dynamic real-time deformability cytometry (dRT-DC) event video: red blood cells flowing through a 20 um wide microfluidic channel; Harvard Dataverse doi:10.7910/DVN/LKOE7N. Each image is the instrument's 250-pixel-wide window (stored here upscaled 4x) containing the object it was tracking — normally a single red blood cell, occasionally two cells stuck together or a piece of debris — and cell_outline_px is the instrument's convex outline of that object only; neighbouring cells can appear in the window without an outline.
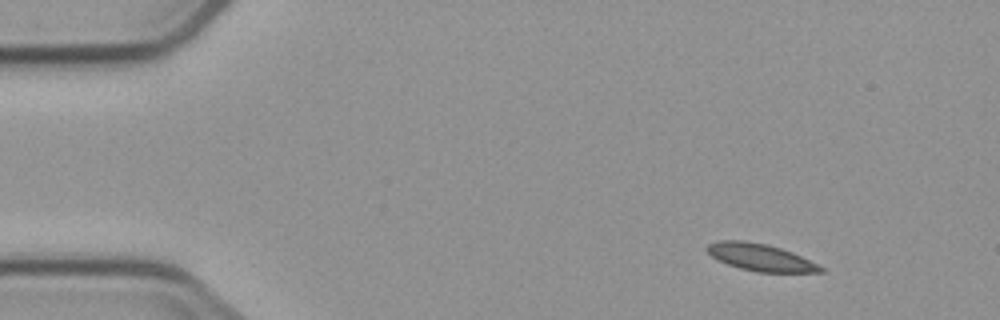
{"species": "common noctule bat (a hibernating species)", "species_latin": "Nyctalus noctula", "temperature_condition": "cold", "stored_images_in_passage": 4, "camera_frame_rate_fps": 3000, "um_per_image_px": 0.085, "animal": {"sex": "male", "body_mass_g": 23.1, "forearm_length_mm": 52.7}, "frame": {"image": 1, "passage_image": 1, "time_ms": 0.0, "image_size_px": [1000, 320], "cell_outline_px": [[824, 272], [756, 272], [740, 268], [728, 264], [712, 256], [704, 248], [708, 244], [716, 240], [744, 240], [768, 244], [792, 252], [824, 268]], "centroid_in_image_um": [64.59, 21.86], "position_along_channel_um": 20.4, "area_um2": 17.8}}
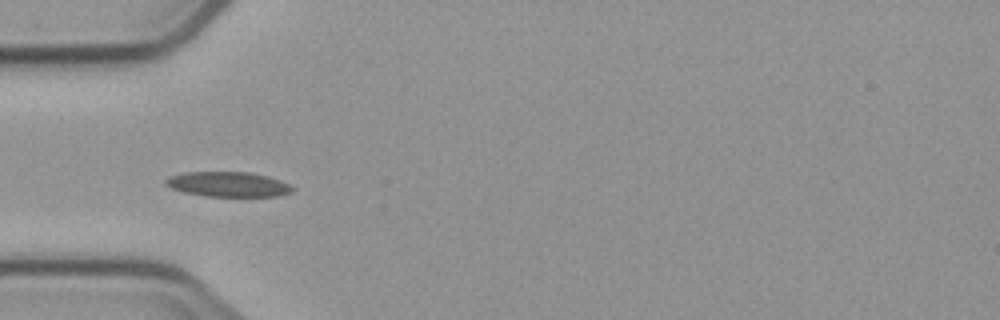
{"frame": {"image": 2, "passage_image": 4, "time_ms": 3.667, "image_size_px": [1000, 320], "cell_outline_px": [[296, 188], [292, 192], [280, 196], [204, 196], [184, 192], [172, 188], [164, 184], [164, 180], [168, 176], [184, 172], [248, 172], [268, 176], [280, 180]], "centroid_in_image_um": [19.38, 15.66], "position_along_channel_um": 65.6, "area_um2": 18.55}}